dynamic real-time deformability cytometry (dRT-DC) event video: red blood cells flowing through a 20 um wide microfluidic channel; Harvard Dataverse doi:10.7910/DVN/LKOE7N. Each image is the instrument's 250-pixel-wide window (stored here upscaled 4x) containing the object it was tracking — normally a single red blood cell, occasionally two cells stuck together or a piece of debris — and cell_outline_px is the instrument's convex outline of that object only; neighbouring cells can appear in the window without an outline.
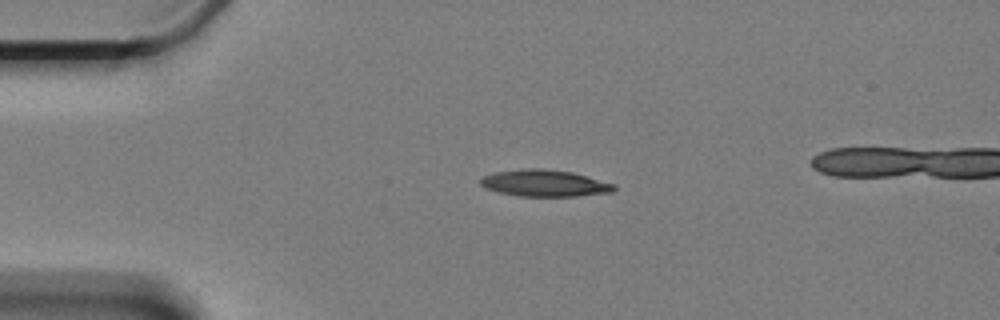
{"species": "Egyptian fruit bat (a non-hibernating species)", "species_latin": "Rousettus aegyptiacus", "temperature_condition": "cold", "stored_images_in_passage": 34, "camera_frame_rate_fps": 3000, "um_per_image_px": 0.085, "animal": {"sex": "female"}, "frame": {"image": 1, "passage_image": 1, "time_ms": 0.0, "image_size_px": [1000, 320], "cell_outline_px": [[616, 188], [612, 192], [576, 196], [516, 196], [496, 192], [484, 188], [480, 184], [480, 176], [496, 172], [524, 168], [544, 168], [572, 172], [616, 184]], "centroid_in_image_um": [46.25, 15.57], "position_along_channel_um": 38.8, "area_um2": 21.04}}
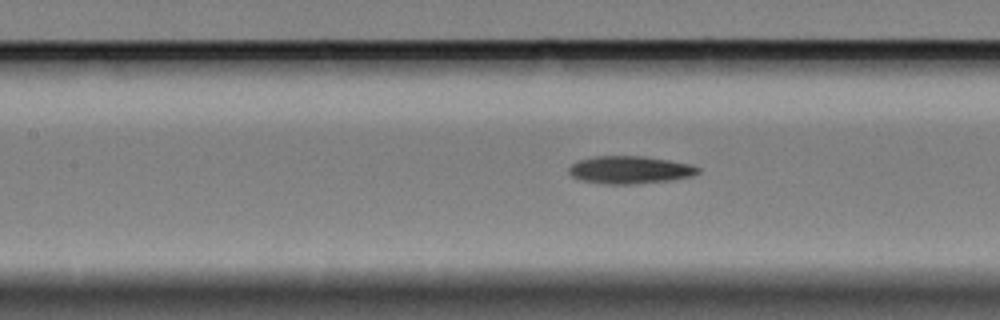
{"frame": {"image": 2, "passage_image": 14, "time_ms": 4.333, "image_size_px": [1000, 320], "cell_outline_px": [[700, 172], [692, 176], [672, 180], [632, 184], [604, 184], [580, 180], [572, 176], [568, 172], [568, 168], [572, 164], [580, 160], [596, 156], [640, 156], [668, 160], [692, 164], [700, 168]], "centroid_in_image_um": [53.55, 14.44], "position_along_channel_um": 153.9, "area_um2": 20.81}}
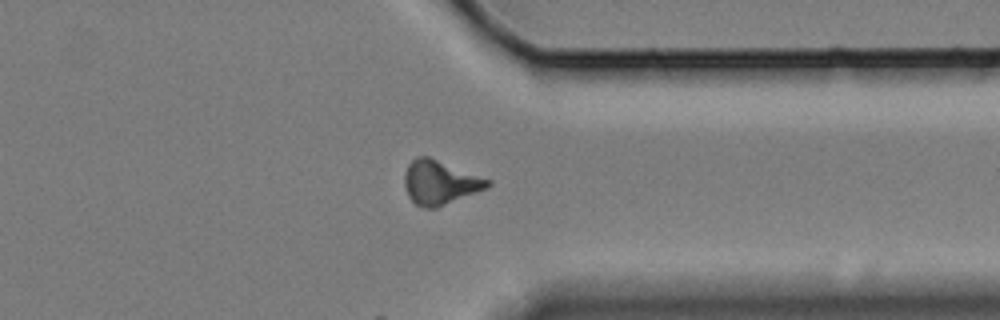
{"frame": {"image": 3, "passage_image": 34, "time_ms": 11.0, "image_size_px": [1000, 320], "cell_outline_px": [[492, 184], [488, 188], [436, 208], [420, 208], [408, 196], [404, 184], [404, 176], [408, 164], [412, 160], [420, 156], [428, 156], [492, 180]], "centroid_in_image_um": [37.41, 15.52], "position_along_channel_um": 374.0, "area_um2": 21.39}, "authors_computed_cell_mechanics": {"area_um2": 20.2011, "velocity_mm_per_s": 2.7209, "shape_relaxation_time_tau1_ms": 4.5816, "shape_relaxation_time_tau2_ms": null, "deformation_change_tau1": 0.3457, "deformation_change_tau2": null}}